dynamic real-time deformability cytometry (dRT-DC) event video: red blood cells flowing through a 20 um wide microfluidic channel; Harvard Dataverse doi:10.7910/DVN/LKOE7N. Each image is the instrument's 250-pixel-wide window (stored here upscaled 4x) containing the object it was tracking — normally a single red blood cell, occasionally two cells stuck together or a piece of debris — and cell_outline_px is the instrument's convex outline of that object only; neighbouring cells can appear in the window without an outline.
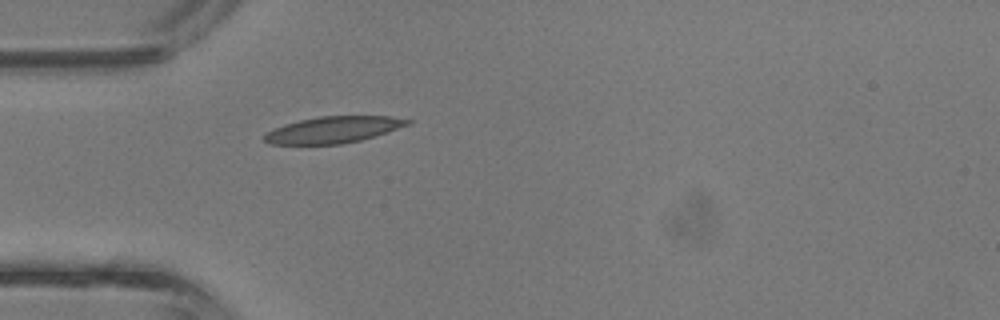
{"species": "common noctule bat (a hibernating species)", "species_latin": "Nyctalus noctula", "temperature_condition": "room temperature", "stored_images_in_passage": 5, "camera_frame_rate_fps": 3000, "um_per_image_px": 0.085, "animal": {"sex": "male", "body_mass_g": 13.3}, "frame": {"image": 1, "passage_image": 5, "time_ms": 1.333, "image_size_px": [1000, 320], "cell_outline_px": [[412, 124], [360, 140], [340, 144], [272, 144], [264, 140], [264, 136], [268, 132], [284, 124], [300, 120], [320, 116], [392, 116], [412, 120]], "centroid_in_image_um": [28.37, 11.02], "position_along_channel_um": 56.6, "area_um2": 21.85}}